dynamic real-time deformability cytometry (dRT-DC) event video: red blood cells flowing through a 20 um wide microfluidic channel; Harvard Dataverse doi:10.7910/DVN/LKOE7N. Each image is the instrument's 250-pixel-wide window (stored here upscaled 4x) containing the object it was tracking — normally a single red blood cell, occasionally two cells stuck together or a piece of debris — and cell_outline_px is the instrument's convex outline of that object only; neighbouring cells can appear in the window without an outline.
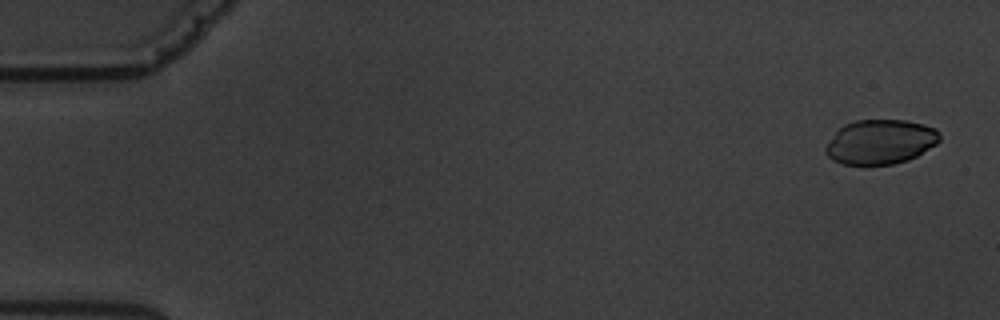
{"species": "common noctule bat (a hibernating species)", "species_latin": "Nyctalus noctula", "temperature_condition": "warm", "stored_images_in_passage": 6, "camera_frame_rate_fps": 3000, "um_per_image_px": 0.085, "animal": {"sex": "male", "body_mass_g": 19.5, "forearm_length_mm": 54.6}, "frame": {"image": 1, "passage_image": 1, "time_ms": 0.0, "image_size_px": [1000, 320], "cell_outline_px": [[940, 140], [936, 144], [916, 156], [908, 160], [892, 164], [864, 168], [840, 164], [832, 160], [824, 152], [824, 148], [836, 132], [844, 124], [856, 120], [904, 120], [924, 124], [936, 128], [940, 132]], "centroid_in_image_um": [74.8, 12.1], "position_along_channel_um": 10.2, "area_um2": 30.35}}